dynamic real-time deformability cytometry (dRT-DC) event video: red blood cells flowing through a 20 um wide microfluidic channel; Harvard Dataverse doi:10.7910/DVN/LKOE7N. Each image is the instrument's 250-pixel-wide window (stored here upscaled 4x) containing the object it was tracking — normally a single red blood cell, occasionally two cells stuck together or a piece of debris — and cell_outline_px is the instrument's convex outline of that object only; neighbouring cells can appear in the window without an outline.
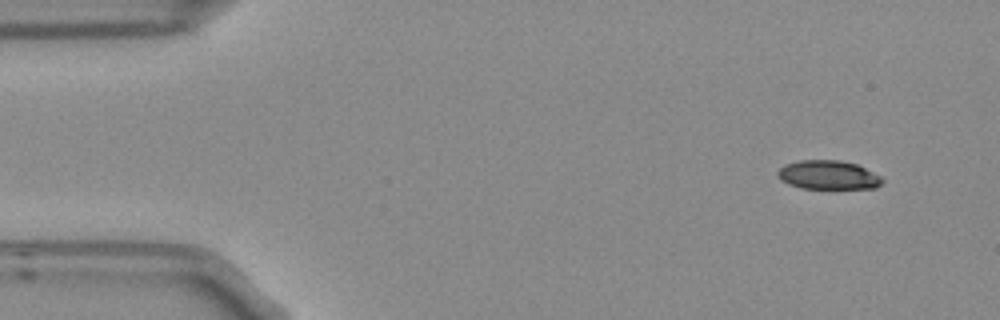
{"species": "Egyptian fruit bat (a non-hibernating species)", "species_latin": "Rousettus aegyptiacus", "temperature_condition": "room temperature", "stored_images_in_passage": 4, "camera_frame_rate_fps": 3000, "um_per_image_px": 0.085, "frame": {"image": 1, "passage_image": 1, "time_ms": 0.0, "image_size_px": [1000, 320], "cell_outline_px": [[884, 180], [876, 188], [800, 188], [788, 184], [780, 180], [776, 172], [784, 164], [800, 160], [840, 160], [856, 164], [880, 176]], "centroid_in_image_um": [70.36, 14.87], "position_along_channel_um": 14.6, "area_um2": 17.57}}
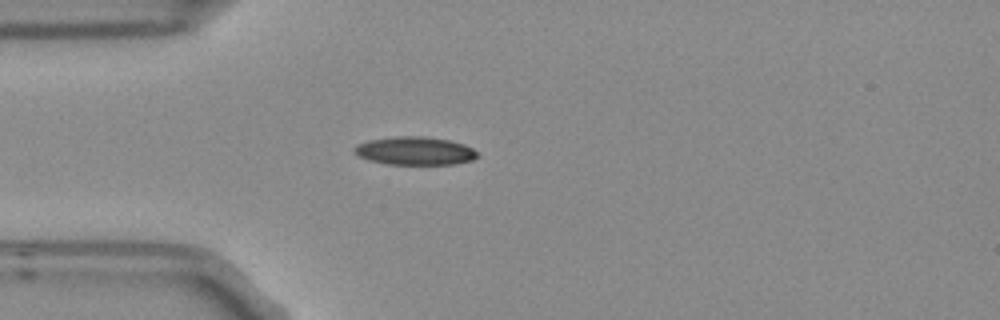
{"frame": {"image": 2, "passage_image": 4, "time_ms": 1.0, "image_size_px": [1000, 320], "cell_outline_px": [[480, 156], [472, 160], [452, 164], [388, 164], [368, 160], [352, 152], [352, 148], [356, 144], [368, 140], [396, 136], [424, 136], [448, 140], [464, 144], [472, 148]], "centroid_in_image_um": [35.23, 12.82], "position_along_channel_um": 49.8, "area_um2": 20.29}}